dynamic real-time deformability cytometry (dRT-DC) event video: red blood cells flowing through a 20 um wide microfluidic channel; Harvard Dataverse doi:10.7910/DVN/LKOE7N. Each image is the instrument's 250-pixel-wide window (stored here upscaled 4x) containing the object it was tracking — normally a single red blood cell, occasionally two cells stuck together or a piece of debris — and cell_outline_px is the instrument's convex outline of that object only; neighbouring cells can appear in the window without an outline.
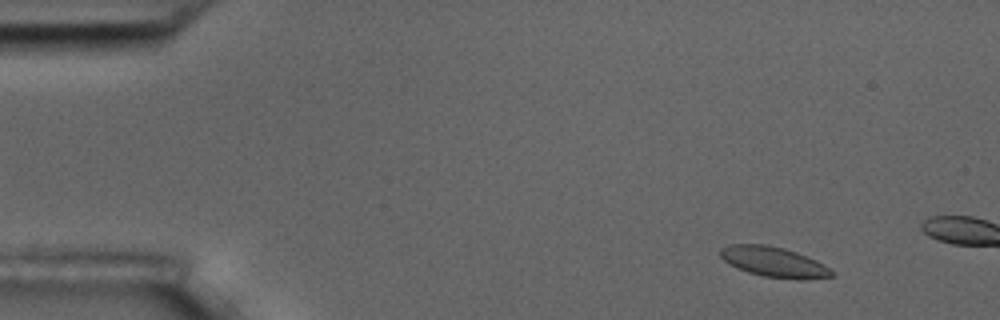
{"species": "common noctule bat (a hibernating species)", "species_latin": "Nyctalus noctula", "temperature_condition": "room temperature", "stored_images_in_passage": 5, "camera_frame_rate_fps": 3000, "um_per_image_px": 0.085, "animal": {"sex": "male", "body_mass_g": 17.5, "forearm_length_mm": 52.3}, "frame": {"image": 1, "passage_image": 2, "time_ms": 1.333, "image_size_px": [1000, 320], "cell_outline_px": [[832, 276], [804, 280], [764, 276], [748, 272], [724, 260], [720, 256], [720, 248], [728, 244], [764, 244], [784, 248], [796, 252], [816, 260], [828, 268], [832, 272]], "centroid_in_image_um": [65.76, 22.25], "position_along_channel_um": 19.2, "area_um2": 19.25}}